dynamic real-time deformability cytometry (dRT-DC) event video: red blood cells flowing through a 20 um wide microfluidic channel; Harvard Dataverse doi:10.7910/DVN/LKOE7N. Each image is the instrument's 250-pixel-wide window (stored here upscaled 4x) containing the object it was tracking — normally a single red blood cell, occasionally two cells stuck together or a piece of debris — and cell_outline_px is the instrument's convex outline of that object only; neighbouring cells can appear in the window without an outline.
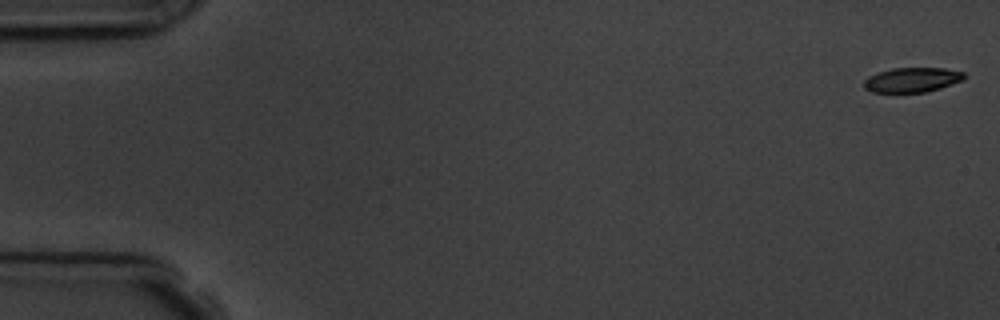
{"species": "common noctule bat (a hibernating species)", "species_latin": "Nyctalus noctula", "temperature_condition": "room temperature", "stored_images_in_passage": 7, "camera_frame_rate_fps": 3000, "um_per_image_px": 0.085, "animal": {"sex": "male", "body_mass_g": 19.5, "forearm_length_mm": 54.6}, "frame": {"image": 1, "passage_image": 1, "time_ms": 0.0, "image_size_px": [1000, 320], "cell_outline_px": [[964, 80], [940, 88], [924, 92], [872, 92], [864, 88], [864, 80], [868, 76], [892, 68], [944, 68], [964, 72]], "centroid_in_image_um": [77.53, 6.78], "position_along_channel_um": 7.5, "area_um2": 14.33}}
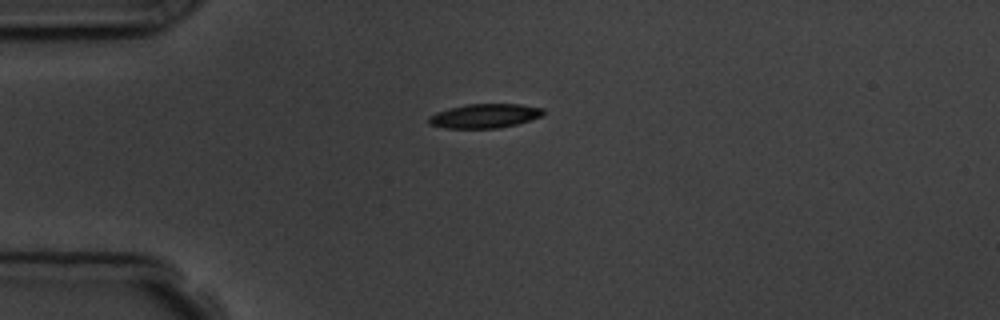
{"frame": {"image": 2, "passage_image": 5, "time_ms": 4.333, "image_size_px": [1000, 320], "cell_outline_px": [[544, 112], [540, 116], [516, 124], [500, 128], [444, 128], [428, 124], [428, 116], [436, 112], [468, 104], [520, 104], [544, 108]], "centroid_in_image_um": [41.17, 9.85], "position_along_channel_um": 43.8, "area_um2": 16.01}}